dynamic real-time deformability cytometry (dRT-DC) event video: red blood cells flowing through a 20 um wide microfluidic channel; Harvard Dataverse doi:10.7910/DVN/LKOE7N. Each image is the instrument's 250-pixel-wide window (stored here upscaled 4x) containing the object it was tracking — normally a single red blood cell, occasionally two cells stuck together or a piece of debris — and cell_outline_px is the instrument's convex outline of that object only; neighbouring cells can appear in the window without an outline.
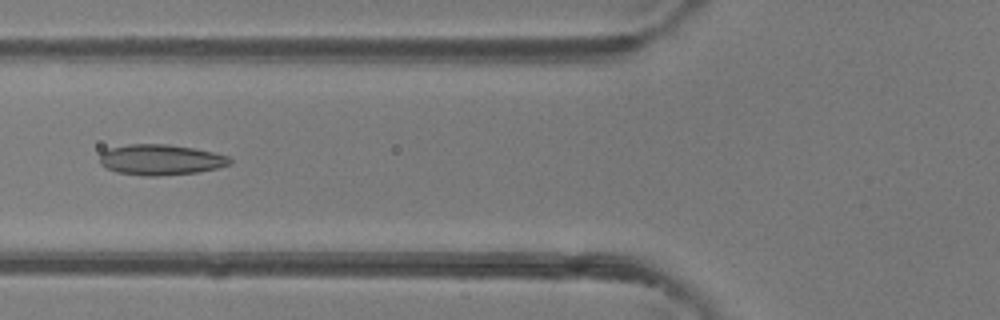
{"species": "common noctule bat (a hibernating species)", "species_latin": "Nyctalus noctula", "temperature_condition": "room temperature", "stored_images_in_passage": 38, "camera_frame_rate_fps": 3000, "um_per_image_px": 0.085, "animal": {"sex": "female"}, "frame": {"image": 1, "passage_image": 9, "time_ms": 2.667, "image_size_px": [1000, 320], "cell_outline_px": [[232, 164], [216, 168], [196, 172], [156, 176], [144, 176], [116, 172], [100, 164], [100, 152], [108, 148], [128, 144], [168, 144], [196, 148], [228, 156], [232, 160]], "centroid_in_image_um": [13.64, 13.57], "position_along_channel_um": 112.2, "area_um2": 23.29}}
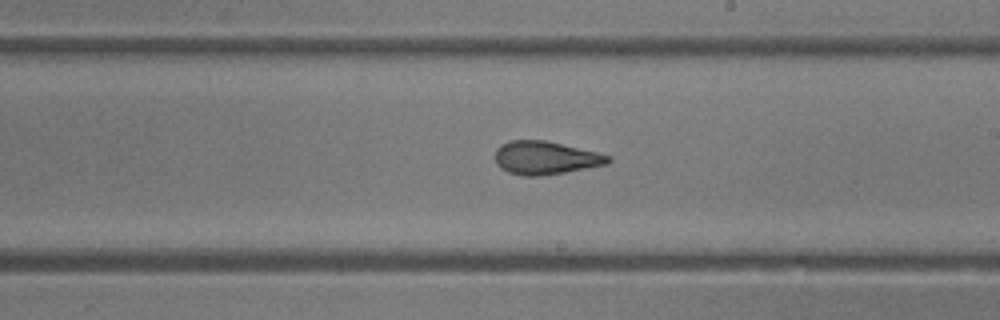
{"frame": {"image": 2, "passage_image": 18, "time_ms": 5.667, "image_size_px": [1000, 320], "cell_outline_px": [[612, 160], [608, 164], [564, 172], [540, 176], [524, 176], [508, 172], [500, 168], [496, 164], [496, 148], [500, 144], [508, 140], [544, 140], [596, 152], [612, 156]], "centroid_in_image_um": [46.34, 13.41], "position_along_channel_um": 242.7, "area_um2": 21.85}}
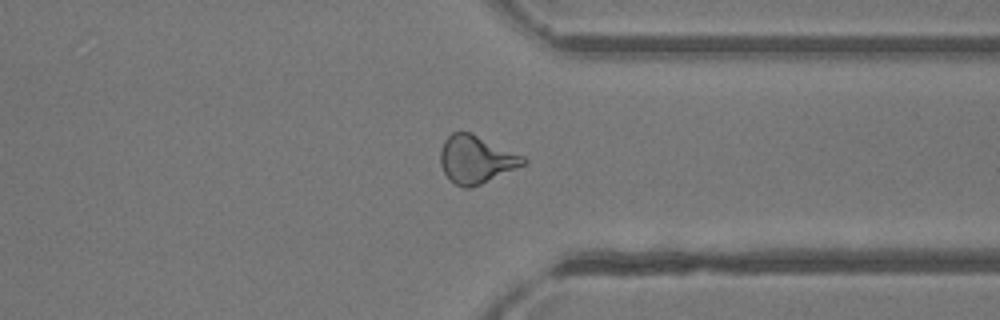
{"frame": {"image": 3, "passage_image": 27, "time_ms": 8.667, "image_size_px": [1000, 320], "cell_outline_px": [[528, 160], [524, 164], [516, 168], [472, 188], [464, 188], [456, 184], [444, 172], [440, 164], [440, 148], [444, 140], [452, 132], [472, 132], [524, 156]], "centroid_in_image_um": [40.46, 13.53], "position_along_channel_um": 370.9, "area_um2": 23.0}, "authors_computed_cell_mechanics": {"area_um2": 22.6287, "velocity_mm_per_s": 4.3447, "shape_relaxation_time_tau1_ms": null, "shape_relaxation_time_tau2_ms": 1.3681, "deformation_change_tau1": null, "deformation_change_tau2": 0.0877}}